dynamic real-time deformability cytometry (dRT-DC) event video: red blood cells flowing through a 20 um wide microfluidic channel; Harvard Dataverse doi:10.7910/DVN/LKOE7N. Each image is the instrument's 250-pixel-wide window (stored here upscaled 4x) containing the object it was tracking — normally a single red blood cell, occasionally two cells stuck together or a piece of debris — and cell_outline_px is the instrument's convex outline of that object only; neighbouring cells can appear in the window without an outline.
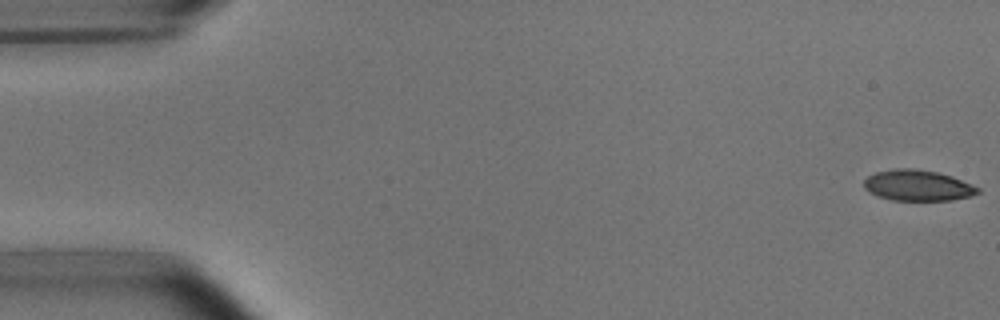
{"species": "common noctule bat (a hibernating species)", "species_latin": "Nyctalus noctula", "temperature_condition": "room temperature", "stored_images_in_passage": 52, "camera_frame_rate_fps": 3000, "um_per_image_px": 0.085, "animal": {"sex": "male", "body_mass_g": 15.6}, "frame": {"image": 1, "passage_image": 1, "time_ms": 0.0, "image_size_px": [1000, 320], "cell_outline_px": [[980, 192], [968, 196], [948, 200], [892, 200], [868, 192], [864, 188], [864, 180], [868, 176], [876, 172], [896, 168], [912, 168], [936, 172], [952, 176], [972, 184], [980, 188]], "centroid_in_image_um": [77.99, 15.75], "position_along_channel_um": 7.0, "area_um2": 20.29}}
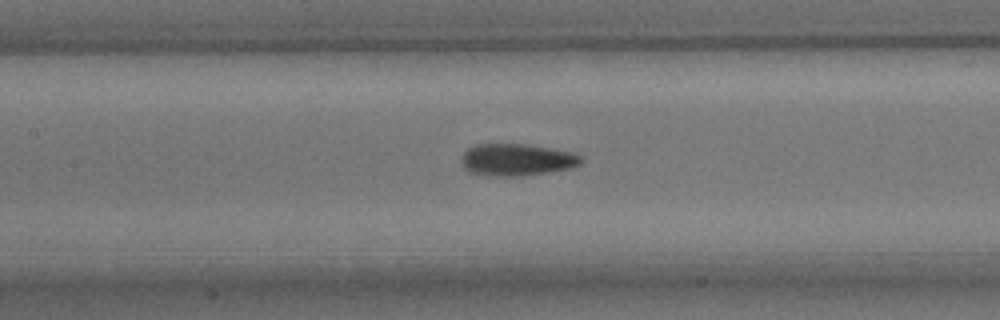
{"frame": {"image": 2, "passage_image": 24, "time_ms": 7.667, "image_size_px": [1000, 320], "cell_outline_px": [[584, 160], [580, 164], [572, 168], [524, 176], [496, 176], [468, 172], [464, 168], [460, 160], [460, 156], [468, 148], [476, 144], [524, 144], [552, 148], [572, 152], [580, 156]], "centroid_in_image_um": [43.91, 13.58], "position_along_channel_um": 163.5, "area_um2": 22.54}}
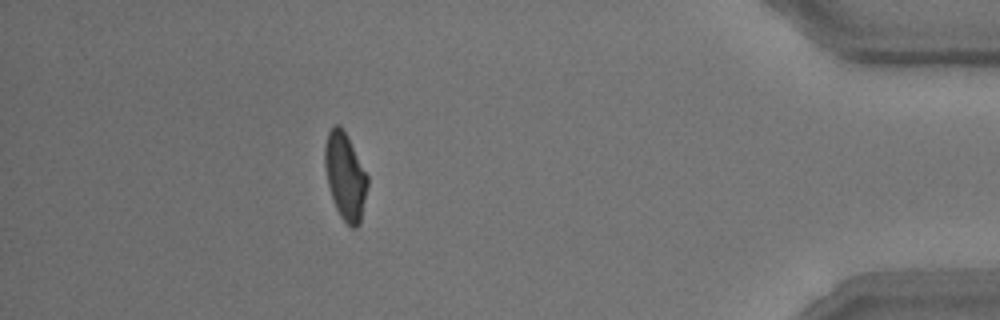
{"frame": {"image": 3, "passage_image": 47, "time_ms": 15.333, "image_size_px": [1000, 320], "cell_outline_px": [[368, 184], [360, 224], [356, 228], [352, 228], [340, 216], [332, 200], [324, 168], [324, 144], [328, 132], [332, 124], [340, 124], [348, 136], [368, 176]], "centroid_in_image_um": [29.33, 14.94], "position_along_channel_um": 405.9, "area_um2": 21.91}, "authors_computed_cell_mechanics": {"area_um2": 21.8484, "velocity_mm_per_s": 3.8158, "shape_relaxation_time_tau1_ms": 5.6758, "shape_relaxation_time_tau2_ms": 2.4589, "deformation_change_tau1": 0.1745, "deformation_change_tau2": 0.0864}}